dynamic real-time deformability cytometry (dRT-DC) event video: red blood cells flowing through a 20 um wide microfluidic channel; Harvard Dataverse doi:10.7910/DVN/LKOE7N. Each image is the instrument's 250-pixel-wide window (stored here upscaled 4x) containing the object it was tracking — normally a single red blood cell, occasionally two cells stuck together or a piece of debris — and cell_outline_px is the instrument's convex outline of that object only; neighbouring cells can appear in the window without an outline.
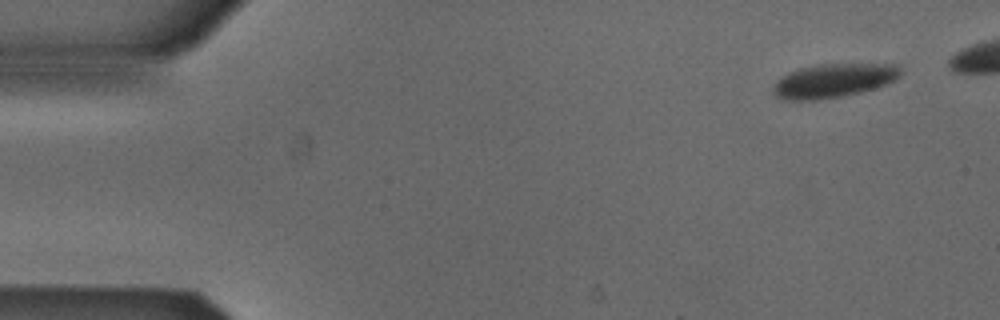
{"species": "Egyptian fruit bat (a non-hibernating species)", "species_latin": "Rousettus aegyptiacus", "temperature_condition": "cold", "stored_images_in_passage": 5, "camera_frame_rate_fps": 3000, "um_per_image_px": 0.085, "animal": {"sex": "male"}, "frame": {"image": 1, "passage_image": 5, "time_ms": 1.333, "image_size_px": [1000, 320], "cell_outline_px": [[900, 76], [884, 84], [860, 92], [840, 96], [816, 100], [788, 100], [776, 96], [772, 92], [772, 84], [780, 76], [788, 72], [800, 68], [816, 64], [896, 64], [900, 68]], "centroid_in_image_um": [70.76, 6.84], "position_along_channel_um": 14.2, "area_um2": 25.03}}